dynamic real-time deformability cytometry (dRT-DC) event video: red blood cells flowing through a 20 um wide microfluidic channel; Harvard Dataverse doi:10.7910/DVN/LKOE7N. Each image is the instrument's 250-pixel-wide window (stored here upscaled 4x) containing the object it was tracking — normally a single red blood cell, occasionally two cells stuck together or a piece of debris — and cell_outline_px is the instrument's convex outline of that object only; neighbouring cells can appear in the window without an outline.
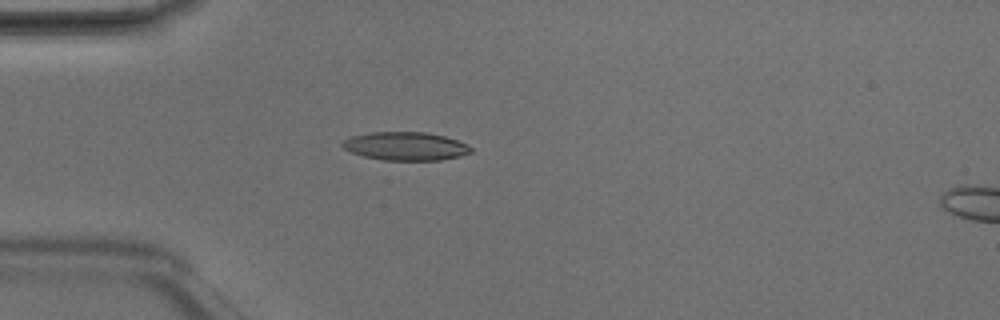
{"species": "Egyptian fruit bat (a non-hibernating species)", "species_latin": "Rousettus aegyptiacus", "temperature_condition": "room temperature", "stored_images_in_passage": 5, "camera_frame_rate_fps": 3000, "um_per_image_px": 0.085, "animal": {"sex": "male"}, "frame": {"image": 1, "passage_image": 4, "time_ms": 1.0, "image_size_px": [1000, 320], "cell_outline_px": [[472, 152], [460, 156], [440, 160], [384, 160], [364, 156], [352, 152], [344, 148], [340, 144], [344, 140], [352, 136], [372, 132], [424, 132], [444, 136], [456, 140], [472, 148]], "centroid_in_image_um": [34.46, 12.42], "position_along_channel_um": 50.5, "area_um2": 20.98}}